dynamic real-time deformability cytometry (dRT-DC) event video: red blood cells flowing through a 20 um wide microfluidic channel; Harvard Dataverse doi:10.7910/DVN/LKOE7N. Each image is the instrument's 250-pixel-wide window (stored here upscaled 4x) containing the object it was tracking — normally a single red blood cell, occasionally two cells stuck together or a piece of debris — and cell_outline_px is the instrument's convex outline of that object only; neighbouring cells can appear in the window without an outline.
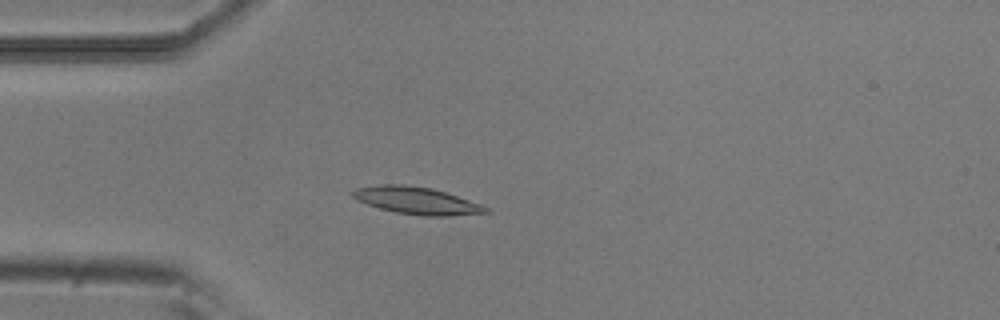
{"species": "common noctule bat (a hibernating species)", "species_latin": "Nyctalus noctula", "temperature_condition": "room temperature", "stored_images_in_passage": 50, "camera_frame_rate_fps": 3000, "um_per_image_px": 0.085, "animal": {"sex": "male", "body_mass_g": 20.5, "forearm_length_mm": 52.5}, "frame": {"image": 1, "passage_image": 12, "time_ms": 3.667, "image_size_px": [1000, 320], "cell_outline_px": [[492, 212], [448, 216], [424, 216], [396, 212], [380, 208], [368, 204], [352, 196], [352, 192], [356, 188], [384, 184], [404, 184], [432, 188], [480, 204], [488, 208]], "centroid_in_image_um": [35.44, 17.05], "position_along_channel_um": 49.6, "area_um2": 20.75}}
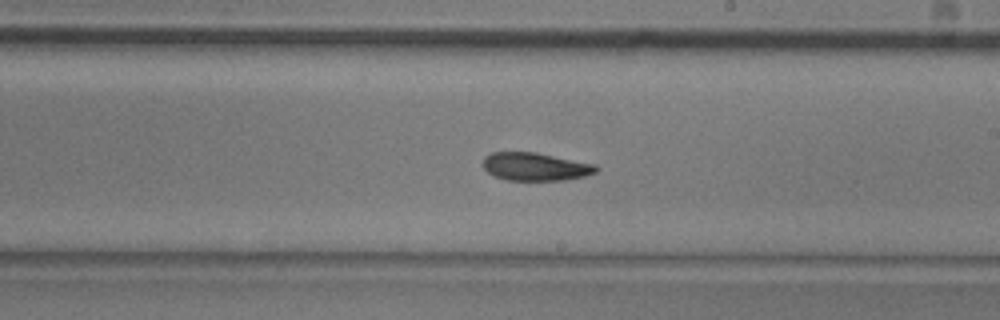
{"frame": {"image": 2, "passage_image": 28, "time_ms": 9.0, "image_size_px": [1000, 320], "cell_outline_px": [[600, 168], [596, 172], [584, 176], [564, 180], [508, 180], [496, 176], [488, 172], [484, 168], [484, 156], [492, 152], [536, 152], [596, 164]], "centroid_in_image_um": [45.54, 14.16], "position_along_channel_um": 243.5, "area_um2": 18.44}}
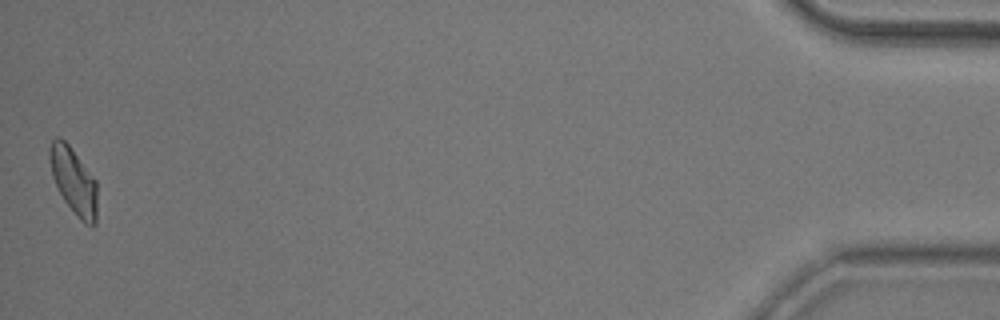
{"frame": {"image": 3, "passage_image": 50, "time_ms": 16.333, "image_size_px": [1000, 320], "cell_outline_px": [[96, 224], [92, 228], [84, 224], [80, 220], [64, 200], [52, 176], [48, 156], [48, 148], [52, 140], [56, 136], [60, 136], [68, 144], [96, 180]], "centroid_in_image_um": [6.24, 15.38], "position_along_channel_um": 429.0, "area_um2": 18.44}, "authors_computed_cell_mechanics": {"area_um2": 18.9873, "velocity_mm_per_s": 3.8263, "shape_relaxation_time_tau1_ms": 4.2064, "shape_relaxation_time_tau2_ms": 6.2219, "deformation_change_tau1": 0.1324, "deformation_change_tau2": 0.1013}}